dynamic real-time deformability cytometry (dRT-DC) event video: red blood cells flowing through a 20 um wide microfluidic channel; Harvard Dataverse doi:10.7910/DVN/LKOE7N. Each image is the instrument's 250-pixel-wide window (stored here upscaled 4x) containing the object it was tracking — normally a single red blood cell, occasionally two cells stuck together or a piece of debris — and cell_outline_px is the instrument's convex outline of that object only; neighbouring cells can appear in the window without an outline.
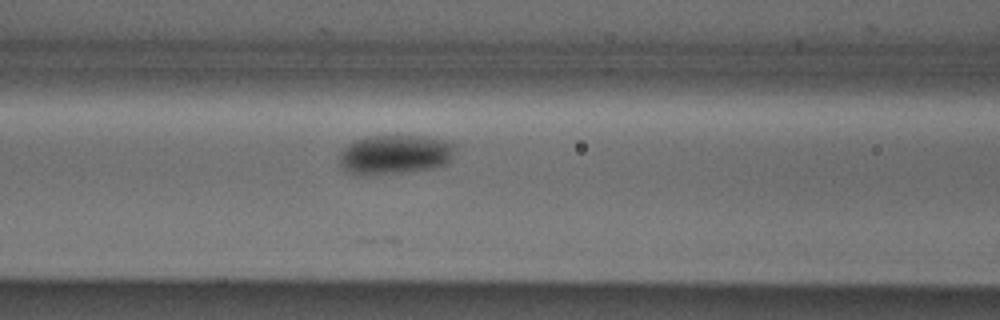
{"species": "Egyptian fruit bat (a non-hibernating species)", "species_latin": "Rousettus aegyptiacus", "temperature_condition": "cold", "stored_images_in_passage": 17, "camera_frame_rate_fps": 3000, "um_per_image_px": 0.085, "animal": {"sex": "male"}, "frame": {"image": 1, "passage_image": 12, "time_ms": 3.667, "image_size_px": [1000, 320], "cell_outline_px": [[456, 144], [452, 156], [444, 164], [432, 168], [396, 172], [348, 172], [340, 164], [340, 152], [352, 140], [368, 136], [424, 136], [452, 140]], "centroid_in_image_um": [33.62, 13.06], "position_along_channel_um": 133.0, "area_um2": 25.89}}
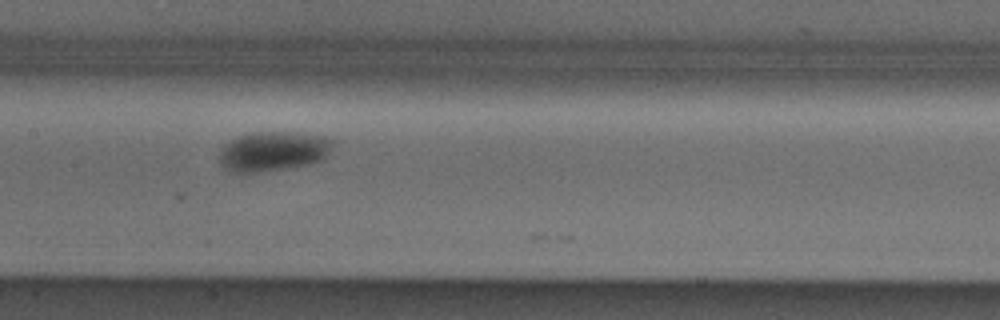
{"frame": {"image": 2, "passage_image": 16, "time_ms": 5.0, "image_size_px": [1000, 320], "cell_outline_px": [[332, 144], [328, 152], [320, 160], [312, 164], [292, 168], [240, 176], [224, 168], [220, 164], [220, 148], [224, 144], [236, 136], [252, 132], [296, 132], [324, 136], [332, 140]], "centroid_in_image_um": [23.14, 12.9], "position_along_channel_um": 184.3, "area_um2": 27.05}}